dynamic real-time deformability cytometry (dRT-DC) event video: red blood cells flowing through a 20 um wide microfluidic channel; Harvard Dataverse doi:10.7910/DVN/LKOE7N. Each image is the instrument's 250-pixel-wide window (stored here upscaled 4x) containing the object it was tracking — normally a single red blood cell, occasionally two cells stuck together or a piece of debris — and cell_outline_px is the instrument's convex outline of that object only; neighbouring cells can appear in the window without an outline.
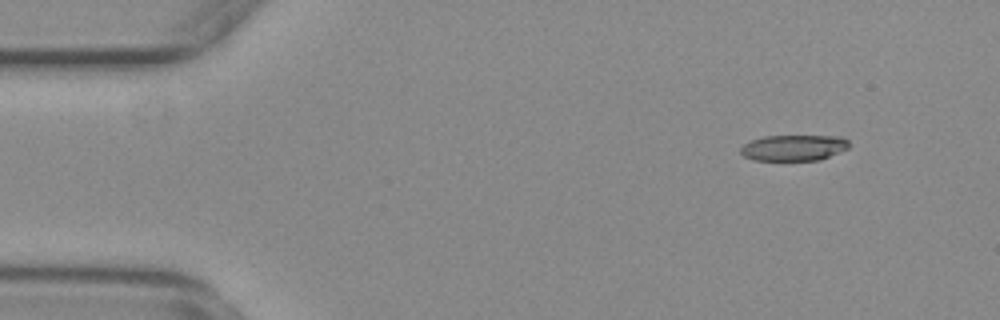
{"species": "common noctule bat (a hibernating species)", "species_latin": "Nyctalus noctula", "temperature_condition": "warm", "stored_images_in_passage": 50, "camera_frame_rate_fps": 3000, "um_per_image_px": 0.085, "animal": {"sex": "female", "body_mass_g": 29.2, "forearm_length_mm": 56.3}, "frame": {"image": 1, "passage_image": 1, "time_ms": 0.0, "image_size_px": [1000, 320], "cell_outline_px": [[848, 148], [820, 160], [752, 160], [744, 156], [740, 152], [740, 148], [744, 144], [752, 140], [764, 136], [840, 136], [848, 140]], "centroid_in_image_um": [67.45, 12.56], "position_along_channel_um": 17.6, "area_um2": 16.3}}
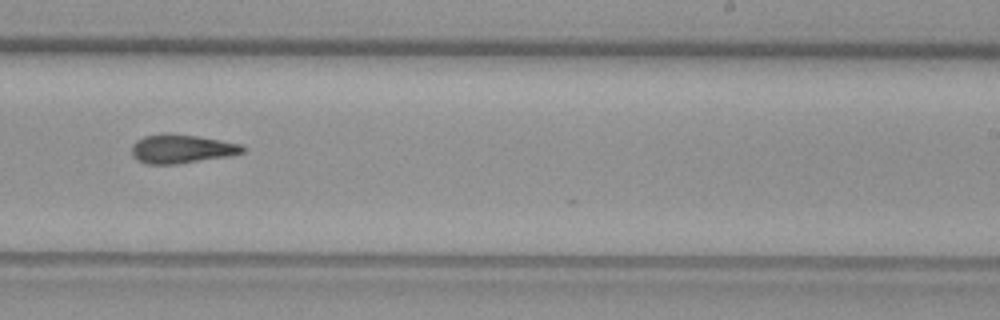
{"frame": {"image": 2, "passage_image": 29, "time_ms": 9.333, "image_size_px": [1000, 320], "cell_outline_px": [[244, 152], [228, 156], [176, 164], [144, 164], [136, 160], [132, 156], [132, 144], [136, 140], [144, 136], [164, 132], [168, 132], [196, 136], [220, 140], [240, 144], [244, 148]], "centroid_in_image_um": [15.36, 12.64], "position_along_channel_um": 273.6, "area_um2": 18.73}}
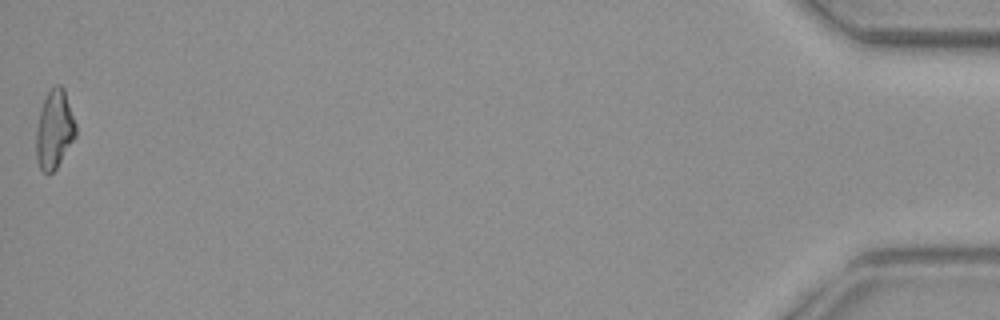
{"frame": {"image": 3, "passage_image": 50, "time_ms": 16.333, "image_size_px": [1000, 320], "cell_outline_px": [[76, 136], [56, 168], [48, 176], [40, 168], [36, 156], [36, 128], [40, 108], [48, 92], [56, 84], [60, 84], [64, 88], [76, 124]], "centroid_in_image_um": [4.62, 11.0], "position_along_channel_um": 430.6, "area_um2": 18.15}}